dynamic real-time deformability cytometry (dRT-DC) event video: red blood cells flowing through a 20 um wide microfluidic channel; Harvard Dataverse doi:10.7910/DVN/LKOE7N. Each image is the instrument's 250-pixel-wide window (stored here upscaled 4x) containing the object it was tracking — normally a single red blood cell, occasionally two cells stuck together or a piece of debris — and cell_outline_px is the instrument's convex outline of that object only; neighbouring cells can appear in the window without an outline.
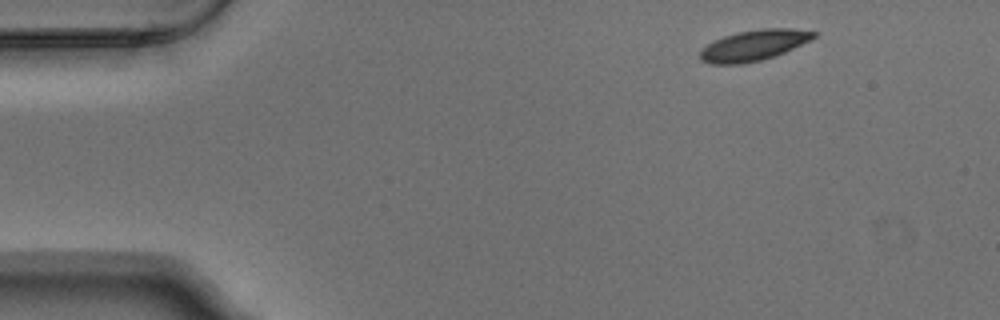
{"species": "Egyptian fruit bat (a non-hibernating species)", "species_latin": "Rousettus aegyptiacus", "temperature_condition": "warm", "stored_images_in_passage": 4, "camera_frame_rate_fps": 3000, "um_per_image_px": 0.085, "animal": {"sex": "male"}, "frame": {"image": 1, "passage_image": 1, "time_ms": 0.0, "image_size_px": [1000, 320], "cell_outline_px": [[820, 32], [816, 36], [784, 52], [760, 60], [740, 64], [712, 64], [700, 60], [700, 52], [708, 44], [724, 36], [736, 32], [760, 28], [792, 28]], "centroid_in_image_um": [64.07, 3.83], "position_along_channel_um": 20.9, "area_um2": 20.06}}
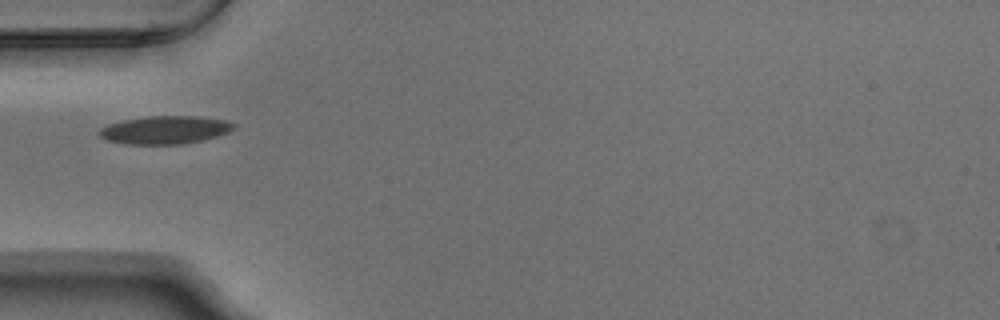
{"frame": {"image": 2, "passage_image": 4, "time_ms": 1.0, "image_size_px": [1000, 320], "cell_outline_px": [[236, 128], [228, 132], [216, 136], [184, 144], [124, 144], [108, 140], [100, 136], [96, 132], [100, 128], [108, 124], [124, 120], [148, 116], [196, 116], [224, 120], [236, 124]], "centroid_in_image_um": [14.0, 11.04], "position_along_channel_um": 71.0, "area_um2": 21.91}}